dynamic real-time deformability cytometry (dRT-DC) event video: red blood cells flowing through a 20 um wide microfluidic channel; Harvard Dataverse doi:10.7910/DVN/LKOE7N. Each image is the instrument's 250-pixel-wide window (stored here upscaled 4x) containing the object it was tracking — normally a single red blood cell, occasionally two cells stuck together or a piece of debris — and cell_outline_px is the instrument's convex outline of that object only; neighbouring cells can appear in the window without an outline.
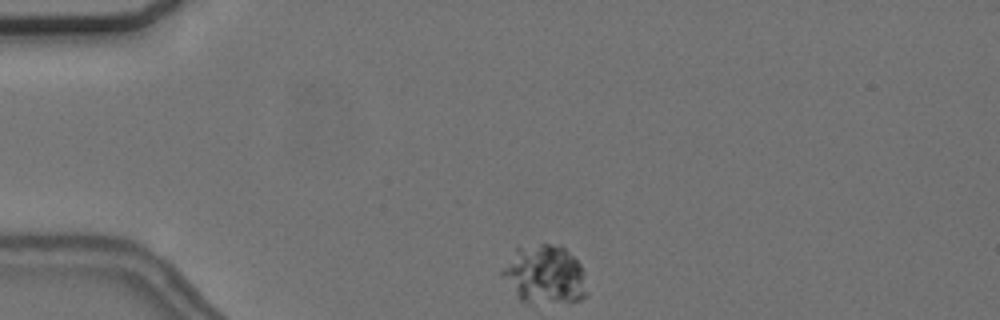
{"species": "common noctule bat (a hibernating species)", "species_latin": "Nyctalus noctula", "temperature_condition": "cold", "stored_images_in_passage": 18, "camera_frame_rate_fps": 3000, "um_per_image_px": 0.085, "animal": {"sex": "female", "body_mass_g": 24.6, "forearm_length_mm": 56.2}, "frame": {"image": 1, "passage_image": 1, "time_ms": 0.0, "image_size_px": [1000, 320], "cell_outline_px": [[588, 296], [580, 300], [524, 304], [516, 296], [500, 272], [516, 248], [540, 244], [560, 244], [580, 264], [584, 272], [588, 292]], "centroid_in_image_um": [46.32, 23.36], "position_along_channel_um": 38.7, "area_um2": 29.02}}